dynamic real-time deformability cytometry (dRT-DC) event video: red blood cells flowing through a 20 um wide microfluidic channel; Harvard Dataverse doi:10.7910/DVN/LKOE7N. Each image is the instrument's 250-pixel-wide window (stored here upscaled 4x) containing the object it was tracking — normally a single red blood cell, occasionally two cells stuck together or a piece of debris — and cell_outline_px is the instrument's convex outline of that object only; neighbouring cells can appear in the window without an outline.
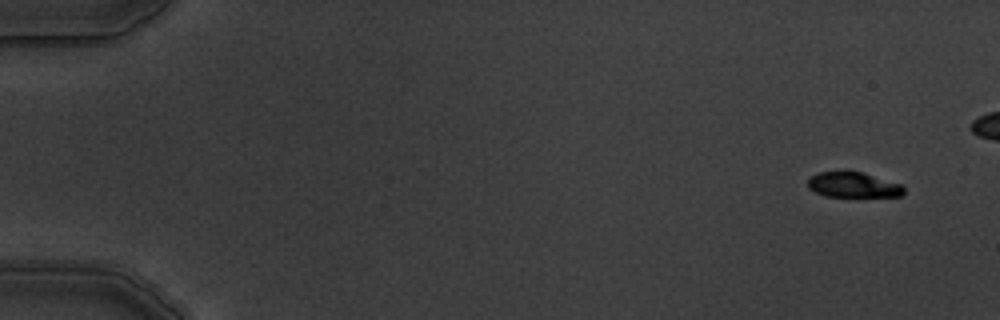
{"species": "common noctule bat (a hibernating species)", "species_latin": "Nyctalus noctula", "temperature_condition": "warm", "stored_images_in_passage": 5, "camera_frame_rate_fps": 3000, "um_per_image_px": 0.085, "animal": {"sex": "male", "body_mass_g": 19.5, "forearm_length_mm": 54.6}, "frame": {"image": 1, "passage_image": 1, "time_ms": 0.0, "image_size_px": [1000, 320], "cell_outline_px": [[904, 192], [900, 196], [824, 196], [808, 188], [808, 180], [812, 176], [820, 172], [864, 172], [904, 184]], "centroid_in_image_um": [72.58, 15.71], "position_along_channel_um": 12.4, "area_um2": 14.1}}